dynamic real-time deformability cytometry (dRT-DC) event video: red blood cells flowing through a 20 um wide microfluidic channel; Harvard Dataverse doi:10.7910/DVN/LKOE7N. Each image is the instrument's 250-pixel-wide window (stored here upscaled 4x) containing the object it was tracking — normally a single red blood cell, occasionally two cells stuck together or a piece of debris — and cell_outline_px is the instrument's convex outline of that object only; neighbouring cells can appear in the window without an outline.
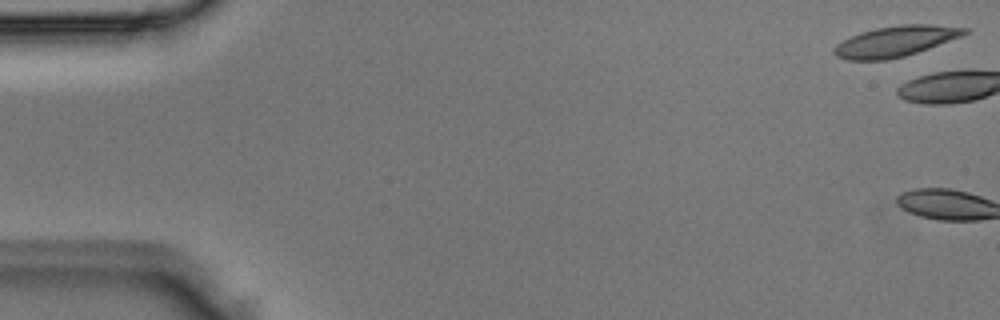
{"species": "Egyptian fruit bat (a non-hibernating species)", "species_latin": "Rousettus aegyptiacus", "temperature_condition": "room temperature", "stored_images_in_passage": 4, "segment_of_instrument_passage": [2, 2], "camera_frame_rate_fps": 3000, "um_per_image_px": 0.085, "animal": {"sex": "male"}, "frame": {"image": 1, "passage_image": 4, "time_ms": 1.0, "image_size_px": [1000, 320], "cell_outline_px": [[968, 32], [960, 36], [928, 48], [904, 56], [888, 60], [848, 60], [836, 56], [832, 52], [832, 48], [836, 44], [860, 32], [876, 28], [900, 24], [932, 24], [968, 28]], "centroid_in_image_um": [76.07, 3.51], "position_along_channel_um": 8.9, "area_um2": 23.12}}